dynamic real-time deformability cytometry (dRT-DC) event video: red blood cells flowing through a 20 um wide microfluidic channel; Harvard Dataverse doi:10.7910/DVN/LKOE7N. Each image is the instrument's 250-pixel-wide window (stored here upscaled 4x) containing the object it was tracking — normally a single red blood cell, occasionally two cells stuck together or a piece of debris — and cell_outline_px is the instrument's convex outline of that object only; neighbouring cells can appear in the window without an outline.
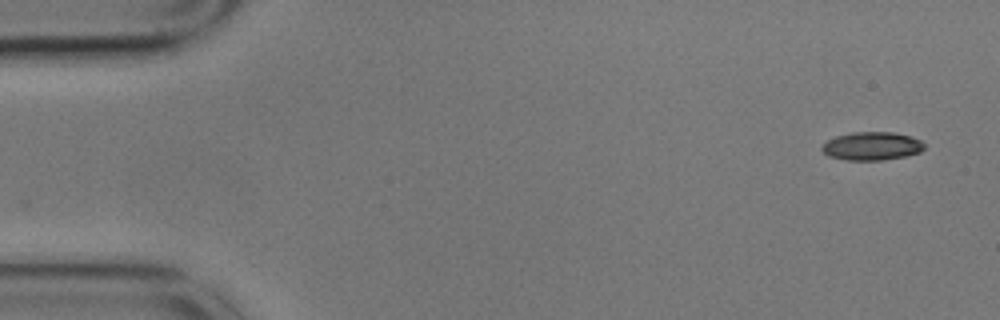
{"species": "common noctule bat (a hibernating species)", "species_latin": "Nyctalus noctula", "temperature_condition": "cold", "stored_images_in_passage": 7, "camera_frame_rate_fps": 3000, "um_per_image_px": 0.085, "animal": {"sex": "male", "body_mass_g": 17.9}, "frame": {"image": 1, "passage_image": 1, "time_ms": 0.0, "image_size_px": [1000, 320], "cell_outline_px": [[924, 148], [920, 152], [904, 156], [880, 160], [844, 160], [828, 156], [820, 148], [828, 140], [836, 136], [852, 132], [892, 132], [908, 136], [920, 140], [924, 144]], "centroid_in_image_um": [74.08, 12.42], "position_along_channel_um": 10.9, "area_um2": 16.7}}